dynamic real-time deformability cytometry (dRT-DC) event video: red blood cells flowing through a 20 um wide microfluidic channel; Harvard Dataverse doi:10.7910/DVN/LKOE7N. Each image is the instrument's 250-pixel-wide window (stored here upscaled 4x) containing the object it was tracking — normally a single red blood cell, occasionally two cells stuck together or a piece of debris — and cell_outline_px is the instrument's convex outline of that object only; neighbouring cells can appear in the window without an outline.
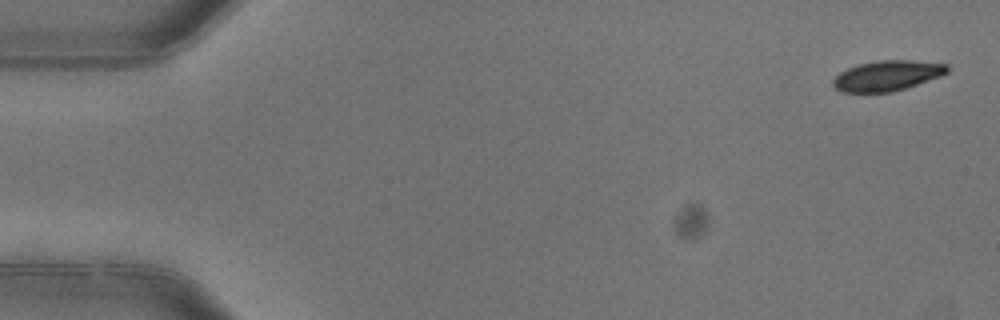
{"species": "common noctule bat (a hibernating species)", "species_latin": "Nyctalus noctula", "temperature_condition": "warm", "stored_images_in_passage": 5, "camera_frame_rate_fps": 3000, "um_per_image_px": 0.085, "animal": {"sex": "female"}, "frame": {"image": 1, "passage_image": 1, "time_ms": 0.0, "image_size_px": [1000, 320], "cell_outline_px": [[948, 72], [940, 76], [892, 92], [840, 92], [832, 84], [832, 80], [840, 72], [856, 64], [880, 60], [912, 60], [948, 64]], "centroid_in_image_um": [75.39, 6.42], "position_along_channel_um": 9.6, "area_um2": 20.06}}
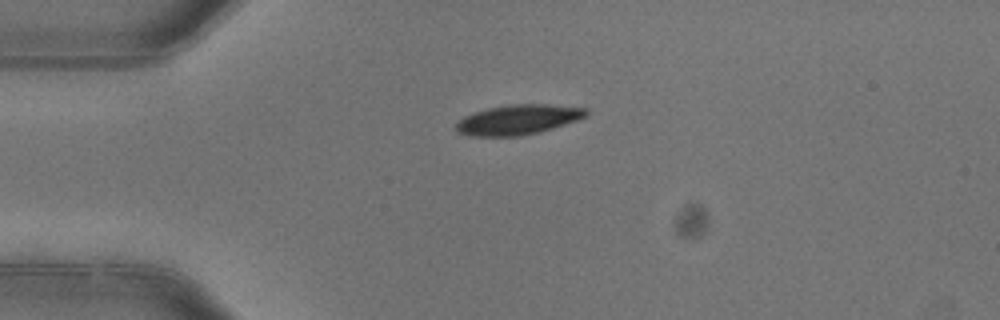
{"frame": {"image": 2, "passage_image": 4, "time_ms": 1.0, "image_size_px": [1000, 320], "cell_outline_px": [[588, 112], [584, 116], [576, 120], [552, 128], [520, 136], [472, 136], [460, 132], [456, 128], [456, 124], [464, 116], [488, 108], [508, 104], [548, 104], [588, 108]], "centroid_in_image_um": [44.04, 10.16], "position_along_channel_um": 41.0, "area_um2": 22.31}}